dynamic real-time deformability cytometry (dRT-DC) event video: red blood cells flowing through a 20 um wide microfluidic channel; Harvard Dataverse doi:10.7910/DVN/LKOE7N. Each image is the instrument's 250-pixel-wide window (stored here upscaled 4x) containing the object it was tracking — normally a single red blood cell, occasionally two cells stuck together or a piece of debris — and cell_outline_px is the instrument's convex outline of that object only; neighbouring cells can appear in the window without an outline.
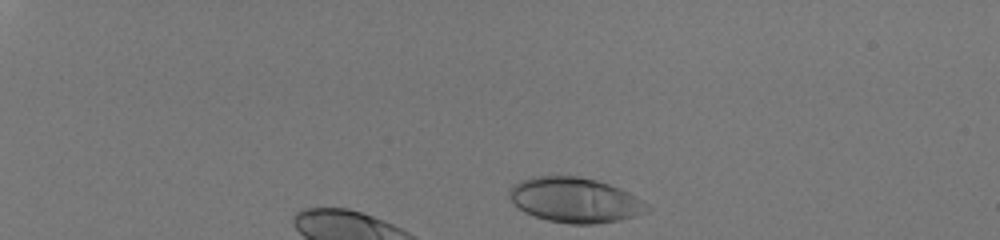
{"species": "human", "species_latin": "Homo sapiens", "temperature_condition": "room temperature", "stored_images_in_passage": 7, "camera_frame_rate_fps": 3000, "um_per_image_px": 0.085, "donor": {"sex": "male"}, "frame": {"image": 1, "passage_image": 2, "time_ms": 0.333, "image_size_px": [1000, 240], "cell_outline_px": [[652, 208], [648, 212], [620, 220], [592, 224], [568, 224], [548, 220], [524, 212], [508, 196], [508, 192], [512, 184], [520, 180], [536, 176], [580, 176], [596, 180], [620, 188], [628, 192], [648, 204]], "centroid_in_image_um": [48.88, 17.0], "position_along_channel_um": 36.1, "area_um2": 36.13}}